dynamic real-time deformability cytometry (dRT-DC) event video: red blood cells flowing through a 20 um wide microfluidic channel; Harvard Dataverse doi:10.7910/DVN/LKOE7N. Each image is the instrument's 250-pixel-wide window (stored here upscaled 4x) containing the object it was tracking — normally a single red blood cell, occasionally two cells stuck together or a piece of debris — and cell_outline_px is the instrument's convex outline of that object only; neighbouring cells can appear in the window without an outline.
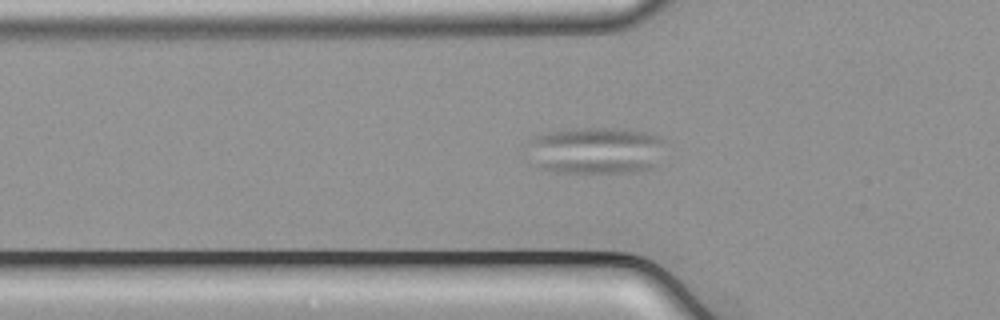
{"species": "common noctule bat (a hibernating species)", "species_latin": "Nyctalus noctula", "temperature_condition": "cold", "stored_images_in_passage": 52, "camera_frame_rate_fps": 3000, "um_per_image_px": 0.085, "animal": {"sex": "male", "body_mass_g": 21.5, "forearm_length_mm": 52.0}, "frame": {"image": 1, "passage_image": 16, "time_ms": 5.0, "image_size_px": [1000, 320], "cell_outline_px": [[664, 140], [652, 168], [640, 172], [552, 172], [540, 168], [536, 164], [528, 140], [536, 136], [560, 128], [612, 128], [644, 132], [656, 136]], "centroid_in_image_um": [50.61, 12.78], "position_along_channel_um": 75.2, "area_um2": 37.17}}
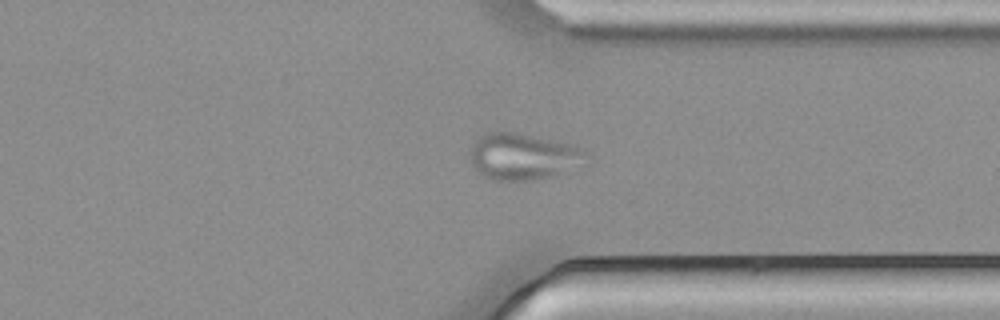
{"frame": {"image": 2, "passage_image": 39, "time_ms": 12.667, "image_size_px": [1000, 320], "cell_outline_px": [[592, 160], [564, 172], [552, 176], [532, 180], [492, 180], [484, 176], [472, 164], [468, 152], [476, 140], [480, 136], [488, 132], [508, 132], [576, 144], [584, 148], [592, 156]], "centroid_in_image_um": [44.55, 13.31], "position_along_channel_um": 366.8, "area_um2": 31.73}}
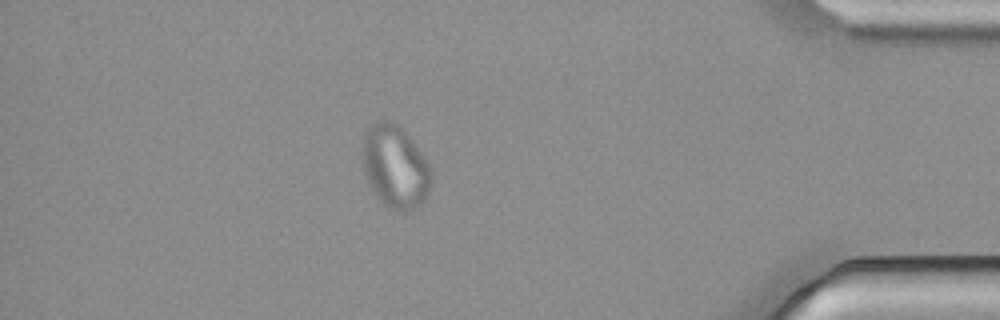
{"frame": {"image": 3, "passage_image": 45, "time_ms": 14.667, "image_size_px": [1000, 320], "cell_outline_px": [[432, 184], [424, 200], [416, 208], [404, 212], [396, 212], [384, 204], [372, 192], [368, 184], [364, 172], [360, 152], [364, 140], [368, 132], [380, 120], [396, 120], [424, 156], [432, 168]], "centroid_in_image_um": [33.6, 14.2], "position_along_channel_um": 401.6, "area_um2": 33.58}}